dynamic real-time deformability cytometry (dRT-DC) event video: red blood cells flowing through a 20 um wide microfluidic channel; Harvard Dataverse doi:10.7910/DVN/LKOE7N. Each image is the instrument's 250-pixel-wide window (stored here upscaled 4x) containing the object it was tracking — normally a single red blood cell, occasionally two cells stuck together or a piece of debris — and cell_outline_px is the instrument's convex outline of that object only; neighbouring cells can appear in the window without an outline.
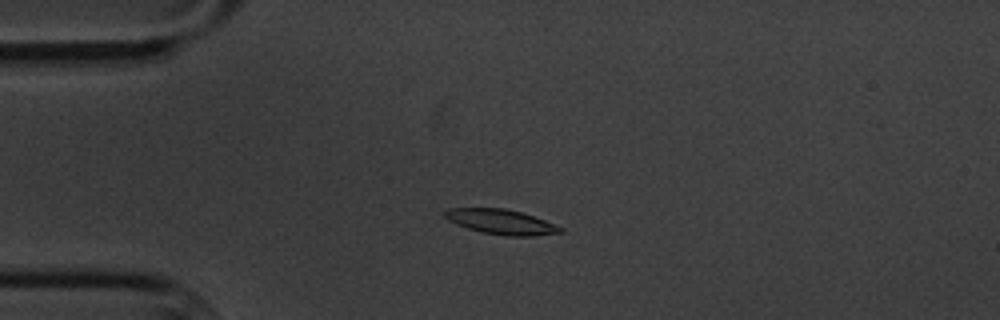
{"species": "common noctule bat (a hibernating species)", "species_latin": "Nyctalus noctula", "temperature_condition": "cold", "stored_images_in_passage": 4, "camera_frame_rate_fps": 3000, "um_per_image_px": 0.085, "animal": {"sex": "male", "body_mass_g": 20.1, "forearm_length_mm": 53.5}, "frame": {"image": 1, "passage_image": 3, "time_ms": 2.333, "image_size_px": [1000, 320], "cell_outline_px": [[564, 232], [536, 236], [508, 236], [484, 232], [468, 228], [456, 224], [448, 220], [440, 212], [448, 208], [504, 208], [520, 212], [544, 220], [564, 228]], "centroid_in_image_um": [42.57, 18.85], "position_along_channel_um": 42.4, "area_um2": 16.76}}